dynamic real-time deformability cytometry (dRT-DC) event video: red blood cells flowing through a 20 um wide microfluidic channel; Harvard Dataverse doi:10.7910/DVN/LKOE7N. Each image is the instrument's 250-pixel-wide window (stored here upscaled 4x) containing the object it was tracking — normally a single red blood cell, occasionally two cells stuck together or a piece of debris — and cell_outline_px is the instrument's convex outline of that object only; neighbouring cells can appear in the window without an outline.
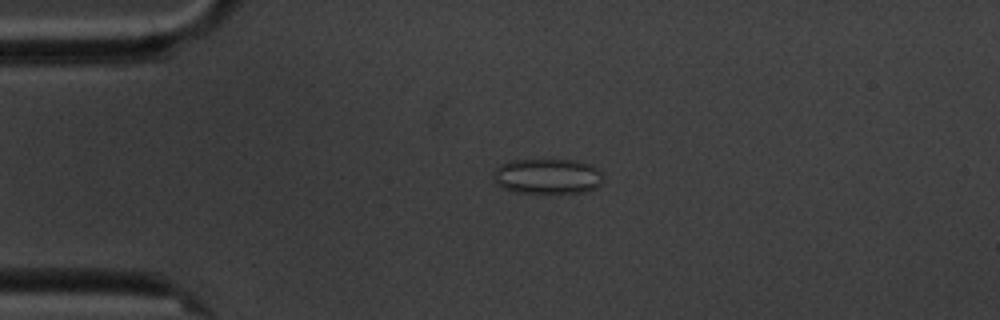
{"species": "common noctule bat (a hibernating species)", "species_latin": "Nyctalus noctula", "temperature_condition": "cold", "stored_images_in_passage": 3, "camera_frame_rate_fps": 3000, "um_per_image_px": 0.085, "animal": {"sex": "male", "body_mass_g": 20.1, "forearm_length_mm": 53.5}, "frame": {"image": 1, "passage_image": 2, "time_ms": 1.0, "image_size_px": [1000, 320], "cell_outline_px": [[604, 180], [596, 188], [588, 192], [512, 192], [504, 188], [492, 176], [496, 168], [500, 164], [508, 160], [576, 160], [592, 164], [600, 172]], "centroid_in_image_um": [46.56, 14.97], "position_along_channel_um": 38.4, "area_um2": 22.54}}